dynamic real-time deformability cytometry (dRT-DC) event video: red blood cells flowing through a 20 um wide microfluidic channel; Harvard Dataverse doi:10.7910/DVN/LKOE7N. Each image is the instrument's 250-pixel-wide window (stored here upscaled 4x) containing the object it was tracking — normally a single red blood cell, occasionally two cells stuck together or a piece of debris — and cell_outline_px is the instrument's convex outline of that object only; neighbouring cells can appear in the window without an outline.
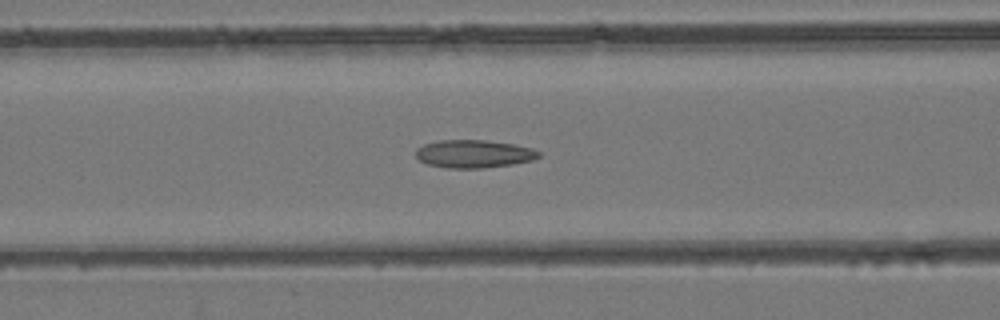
{"species": "common noctule bat (a hibernating species)", "species_latin": "Nyctalus noctula", "temperature_condition": "room temperature", "stored_images_in_passage": 33, "camera_frame_rate_fps": 3000, "um_per_image_px": 0.085, "animal": {"sex": "female", "body_mass_g": 24.6, "forearm_length_mm": 56.2}, "frame": {"image": 1, "passage_image": 13, "time_ms": 4.0, "image_size_px": [1000, 320], "cell_outline_px": [[540, 156], [532, 160], [512, 164], [484, 168], [448, 168], [428, 164], [420, 160], [416, 156], [416, 148], [424, 144], [440, 140], [484, 140], [512, 144], [532, 148], [540, 152]], "centroid_in_image_um": [40.27, 13.08], "position_along_channel_um": 126.3, "area_um2": 19.88}}
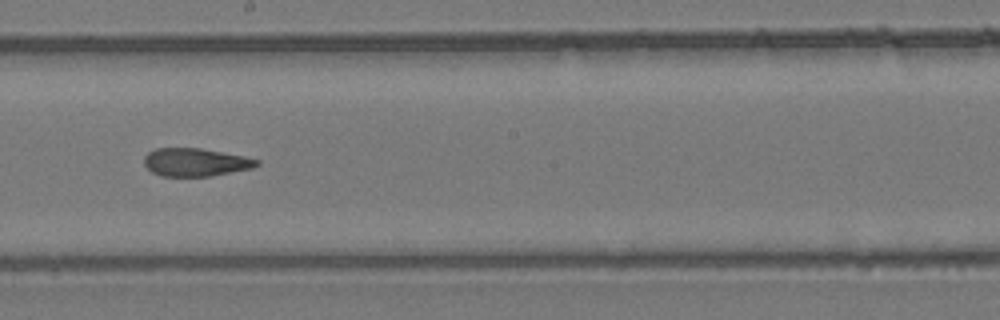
{"frame": {"image": 2, "passage_image": 21, "time_ms": 6.667, "image_size_px": [1000, 320], "cell_outline_px": [[260, 164], [252, 168], [212, 176], [160, 176], [152, 172], [144, 164], [144, 156], [148, 152], [156, 148], [200, 148], [244, 156], [260, 160]], "centroid_in_image_um": [16.61, 13.79], "position_along_channel_um": 231.6, "area_um2": 18.44}}
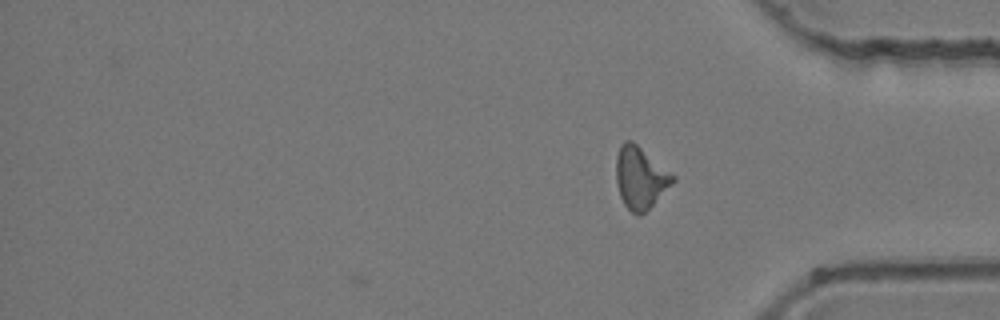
{"frame": {"image": 3, "passage_image": 33, "time_ms": 10.667, "image_size_px": [1000, 320], "cell_outline_px": [[676, 180], [640, 216], [636, 216], [624, 204], [620, 196], [616, 184], [616, 156], [620, 144], [624, 140], [632, 140], [676, 176]], "centroid_in_image_um": [54.41, 15.08], "position_along_channel_um": 380.8, "area_um2": 20.46}, "authors_computed_cell_mechanics": {"area_um2": 19.4786, "velocity_mm_per_s": 3.9414, "shape_relaxation_time_tau1_ms": null, "shape_relaxation_time_tau2_ms": 3.2319, "deformation_change_tau1": null, "deformation_change_tau2": 0.1236}}